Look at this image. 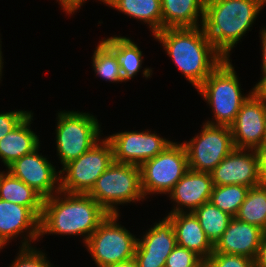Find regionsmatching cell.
Here are the masks:
<instances>
[{
    "mask_svg": "<svg viewBox=\"0 0 266 267\" xmlns=\"http://www.w3.org/2000/svg\"><path fill=\"white\" fill-rule=\"evenodd\" d=\"M263 143H266V124H265V137H264V142Z\"/></svg>",
    "mask_w": 266,
    "mask_h": 267,
    "instance_id": "60d3db41",
    "label": "cell"
},
{
    "mask_svg": "<svg viewBox=\"0 0 266 267\" xmlns=\"http://www.w3.org/2000/svg\"><path fill=\"white\" fill-rule=\"evenodd\" d=\"M88 194L108 214H120L117 208L119 204L140 202L145 198L141 187L140 166L113 161Z\"/></svg>",
    "mask_w": 266,
    "mask_h": 267,
    "instance_id": "5b68a950",
    "label": "cell"
},
{
    "mask_svg": "<svg viewBox=\"0 0 266 267\" xmlns=\"http://www.w3.org/2000/svg\"><path fill=\"white\" fill-rule=\"evenodd\" d=\"M19 235H26L21 247L32 246L40 238V218L29 207L0 199V240L7 245Z\"/></svg>",
    "mask_w": 266,
    "mask_h": 267,
    "instance_id": "2e32d148",
    "label": "cell"
},
{
    "mask_svg": "<svg viewBox=\"0 0 266 267\" xmlns=\"http://www.w3.org/2000/svg\"><path fill=\"white\" fill-rule=\"evenodd\" d=\"M0 199L29 207L41 218L44 198L26 183L14 177L7 169L0 179Z\"/></svg>",
    "mask_w": 266,
    "mask_h": 267,
    "instance_id": "603a6c76",
    "label": "cell"
},
{
    "mask_svg": "<svg viewBox=\"0 0 266 267\" xmlns=\"http://www.w3.org/2000/svg\"><path fill=\"white\" fill-rule=\"evenodd\" d=\"M204 267H255V262L253 259L243 255L213 251L205 261Z\"/></svg>",
    "mask_w": 266,
    "mask_h": 267,
    "instance_id": "4dcf8cb0",
    "label": "cell"
},
{
    "mask_svg": "<svg viewBox=\"0 0 266 267\" xmlns=\"http://www.w3.org/2000/svg\"><path fill=\"white\" fill-rule=\"evenodd\" d=\"M33 113L30 112L10 133L0 140V159L6 168L15 160L32 153L40 146L39 137L30 129Z\"/></svg>",
    "mask_w": 266,
    "mask_h": 267,
    "instance_id": "ffe728a7",
    "label": "cell"
},
{
    "mask_svg": "<svg viewBox=\"0 0 266 267\" xmlns=\"http://www.w3.org/2000/svg\"><path fill=\"white\" fill-rule=\"evenodd\" d=\"M116 56L124 81L132 79L142 68L143 55L137 44L124 36L101 40Z\"/></svg>",
    "mask_w": 266,
    "mask_h": 267,
    "instance_id": "cb8c5ba5",
    "label": "cell"
},
{
    "mask_svg": "<svg viewBox=\"0 0 266 267\" xmlns=\"http://www.w3.org/2000/svg\"><path fill=\"white\" fill-rule=\"evenodd\" d=\"M166 217L173 224L177 245L195 252L206 261L214 251V245L207 238L194 213H174Z\"/></svg>",
    "mask_w": 266,
    "mask_h": 267,
    "instance_id": "d6986e66",
    "label": "cell"
},
{
    "mask_svg": "<svg viewBox=\"0 0 266 267\" xmlns=\"http://www.w3.org/2000/svg\"><path fill=\"white\" fill-rule=\"evenodd\" d=\"M5 247L4 243L0 240V250H2Z\"/></svg>",
    "mask_w": 266,
    "mask_h": 267,
    "instance_id": "ab89813d",
    "label": "cell"
},
{
    "mask_svg": "<svg viewBox=\"0 0 266 267\" xmlns=\"http://www.w3.org/2000/svg\"><path fill=\"white\" fill-rule=\"evenodd\" d=\"M266 96L256 89L229 126L235 148L256 150L264 142Z\"/></svg>",
    "mask_w": 266,
    "mask_h": 267,
    "instance_id": "8fae6325",
    "label": "cell"
},
{
    "mask_svg": "<svg viewBox=\"0 0 266 267\" xmlns=\"http://www.w3.org/2000/svg\"><path fill=\"white\" fill-rule=\"evenodd\" d=\"M205 261L195 252L176 245L166 259L165 267H204Z\"/></svg>",
    "mask_w": 266,
    "mask_h": 267,
    "instance_id": "f546056e",
    "label": "cell"
},
{
    "mask_svg": "<svg viewBox=\"0 0 266 267\" xmlns=\"http://www.w3.org/2000/svg\"><path fill=\"white\" fill-rule=\"evenodd\" d=\"M113 150V159L118 163L141 166L148 159L160 154L172 141L155 132L124 131L106 136Z\"/></svg>",
    "mask_w": 266,
    "mask_h": 267,
    "instance_id": "7c38bea8",
    "label": "cell"
},
{
    "mask_svg": "<svg viewBox=\"0 0 266 267\" xmlns=\"http://www.w3.org/2000/svg\"><path fill=\"white\" fill-rule=\"evenodd\" d=\"M196 89L224 60L203 27L165 28L154 35Z\"/></svg>",
    "mask_w": 266,
    "mask_h": 267,
    "instance_id": "6da1fadb",
    "label": "cell"
},
{
    "mask_svg": "<svg viewBox=\"0 0 266 267\" xmlns=\"http://www.w3.org/2000/svg\"><path fill=\"white\" fill-rule=\"evenodd\" d=\"M189 169L187 153L182 143H170L160 154L140 166L144 196L167 195Z\"/></svg>",
    "mask_w": 266,
    "mask_h": 267,
    "instance_id": "9c48e42d",
    "label": "cell"
},
{
    "mask_svg": "<svg viewBox=\"0 0 266 267\" xmlns=\"http://www.w3.org/2000/svg\"><path fill=\"white\" fill-rule=\"evenodd\" d=\"M265 4L266 0H205L202 27L224 58L229 59Z\"/></svg>",
    "mask_w": 266,
    "mask_h": 267,
    "instance_id": "3957f363",
    "label": "cell"
},
{
    "mask_svg": "<svg viewBox=\"0 0 266 267\" xmlns=\"http://www.w3.org/2000/svg\"><path fill=\"white\" fill-rule=\"evenodd\" d=\"M92 59L93 70L97 76L113 83L124 82L115 54L102 41L96 47Z\"/></svg>",
    "mask_w": 266,
    "mask_h": 267,
    "instance_id": "83f0119b",
    "label": "cell"
},
{
    "mask_svg": "<svg viewBox=\"0 0 266 267\" xmlns=\"http://www.w3.org/2000/svg\"><path fill=\"white\" fill-rule=\"evenodd\" d=\"M31 111L14 110L0 113V140L10 133Z\"/></svg>",
    "mask_w": 266,
    "mask_h": 267,
    "instance_id": "1f68e13d",
    "label": "cell"
},
{
    "mask_svg": "<svg viewBox=\"0 0 266 267\" xmlns=\"http://www.w3.org/2000/svg\"><path fill=\"white\" fill-rule=\"evenodd\" d=\"M210 242L215 245L233 218L213 205L210 201L202 204L194 212Z\"/></svg>",
    "mask_w": 266,
    "mask_h": 267,
    "instance_id": "484cf974",
    "label": "cell"
},
{
    "mask_svg": "<svg viewBox=\"0 0 266 267\" xmlns=\"http://www.w3.org/2000/svg\"><path fill=\"white\" fill-rule=\"evenodd\" d=\"M119 216V214H109L85 244L97 267L134 258L138 238L117 223Z\"/></svg>",
    "mask_w": 266,
    "mask_h": 267,
    "instance_id": "52a82bcc",
    "label": "cell"
},
{
    "mask_svg": "<svg viewBox=\"0 0 266 267\" xmlns=\"http://www.w3.org/2000/svg\"><path fill=\"white\" fill-rule=\"evenodd\" d=\"M260 39H261V51H262V78L259 82L256 83L255 87L257 88L265 79H266V28L260 30Z\"/></svg>",
    "mask_w": 266,
    "mask_h": 267,
    "instance_id": "836d02e7",
    "label": "cell"
},
{
    "mask_svg": "<svg viewBox=\"0 0 266 267\" xmlns=\"http://www.w3.org/2000/svg\"><path fill=\"white\" fill-rule=\"evenodd\" d=\"M39 149L40 146L15 160L7 167V171L46 199L60 191V172L42 153L39 154Z\"/></svg>",
    "mask_w": 266,
    "mask_h": 267,
    "instance_id": "4fadbf2b",
    "label": "cell"
},
{
    "mask_svg": "<svg viewBox=\"0 0 266 267\" xmlns=\"http://www.w3.org/2000/svg\"><path fill=\"white\" fill-rule=\"evenodd\" d=\"M236 219L260 227L266 232V186L250 187Z\"/></svg>",
    "mask_w": 266,
    "mask_h": 267,
    "instance_id": "d4e9b609",
    "label": "cell"
},
{
    "mask_svg": "<svg viewBox=\"0 0 266 267\" xmlns=\"http://www.w3.org/2000/svg\"><path fill=\"white\" fill-rule=\"evenodd\" d=\"M57 114L56 150L63 167L101 140V125L90 113L64 110Z\"/></svg>",
    "mask_w": 266,
    "mask_h": 267,
    "instance_id": "8992f818",
    "label": "cell"
},
{
    "mask_svg": "<svg viewBox=\"0 0 266 267\" xmlns=\"http://www.w3.org/2000/svg\"><path fill=\"white\" fill-rule=\"evenodd\" d=\"M254 262L255 267H266V232L262 237L258 253Z\"/></svg>",
    "mask_w": 266,
    "mask_h": 267,
    "instance_id": "d590c367",
    "label": "cell"
},
{
    "mask_svg": "<svg viewBox=\"0 0 266 267\" xmlns=\"http://www.w3.org/2000/svg\"><path fill=\"white\" fill-rule=\"evenodd\" d=\"M105 267H138V264L135 261V259L133 258V259H130V260H127L124 262H119L116 264H110V265H107Z\"/></svg>",
    "mask_w": 266,
    "mask_h": 267,
    "instance_id": "8d00e7d4",
    "label": "cell"
},
{
    "mask_svg": "<svg viewBox=\"0 0 266 267\" xmlns=\"http://www.w3.org/2000/svg\"><path fill=\"white\" fill-rule=\"evenodd\" d=\"M257 89L266 96V79L257 87Z\"/></svg>",
    "mask_w": 266,
    "mask_h": 267,
    "instance_id": "74e56055",
    "label": "cell"
},
{
    "mask_svg": "<svg viewBox=\"0 0 266 267\" xmlns=\"http://www.w3.org/2000/svg\"><path fill=\"white\" fill-rule=\"evenodd\" d=\"M265 231L260 227L231 219L221 238L214 245V251L243 255L255 260Z\"/></svg>",
    "mask_w": 266,
    "mask_h": 267,
    "instance_id": "ac0fdd59",
    "label": "cell"
},
{
    "mask_svg": "<svg viewBox=\"0 0 266 267\" xmlns=\"http://www.w3.org/2000/svg\"><path fill=\"white\" fill-rule=\"evenodd\" d=\"M113 161L112 146L105 137L59 170L60 191L88 194Z\"/></svg>",
    "mask_w": 266,
    "mask_h": 267,
    "instance_id": "ba28073f",
    "label": "cell"
},
{
    "mask_svg": "<svg viewBox=\"0 0 266 267\" xmlns=\"http://www.w3.org/2000/svg\"><path fill=\"white\" fill-rule=\"evenodd\" d=\"M1 39H0V43H1ZM2 51H1V44H0V80H1V77H2V69H3V59H2Z\"/></svg>",
    "mask_w": 266,
    "mask_h": 267,
    "instance_id": "f35d334b",
    "label": "cell"
},
{
    "mask_svg": "<svg viewBox=\"0 0 266 267\" xmlns=\"http://www.w3.org/2000/svg\"><path fill=\"white\" fill-rule=\"evenodd\" d=\"M213 186L210 173L188 169L168 193L169 200L176 203L168 214L194 212L202 204L210 201Z\"/></svg>",
    "mask_w": 266,
    "mask_h": 267,
    "instance_id": "e0dca14e",
    "label": "cell"
},
{
    "mask_svg": "<svg viewBox=\"0 0 266 267\" xmlns=\"http://www.w3.org/2000/svg\"><path fill=\"white\" fill-rule=\"evenodd\" d=\"M108 215L89 194L59 191L44 199L40 238L47 233L81 235L86 244L90 235Z\"/></svg>",
    "mask_w": 266,
    "mask_h": 267,
    "instance_id": "7a4b0ae2",
    "label": "cell"
},
{
    "mask_svg": "<svg viewBox=\"0 0 266 267\" xmlns=\"http://www.w3.org/2000/svg\"><path fill=\"white\" fill-rule=\"evenodd\" d=\"M260 172V182L266 186V143L260 145L256 150Z\"/></svg>",
    "mask_w": 266,
    "mask_h": 267,
    "instance_id": "d6a6232c",
    "label": "cell"
},
{
    "mask_svg": "<svg viewBox=\"0 0 266 267\" xmlns=\"http://www.w3.org/2000/svg\"><path fill=\"white\" fill-rule=\"evenodd\" d=\"M140 239L134 255L138 267H165L167 257L177 245L172 222L163 218Z\"/></svg>",
    "mask_w": 266,
    "mask_h": 267,
    "instance_id": "9a60e30c",
    "label": "cell"
},
{
    "mask_svg": "<svg viewBox=\"0 0 266 267\" xmlns=\"http://www.w3.org/2000/svg\"><path fill=\"white\" fill-rule=\"evenodd\" d=\"M59 5L62 6L63 11L67 14H72L86 2V0H57ZM103 2V0H100Z\"/></svg>",
    "mask_w": 266,
    "mask_h": 267,
    "instance_id": "e575fe53",
    "label": "cell"
},
{
    "mask_svg": "<svg viewBox=\"0 0 266 267\" xmlns=\"http://www.w3.org/2000/svg\"><path fill=\"white\" fill-rule=\"evenodd\" d=\"M4 172H5L4 170L2 172L0 171V179H1Z\"/></svg>",
    "mask_w": 266,
    "mask_h": 267,
    "instance_id": "b9f144b4",
    "label": "cell"
},
{
    "mask_svg": "<svg viewBox=\"0 0 266 267\" xmlns=\"http://www.w3.org/2000/svg\"><path fill=\"white\" fill-rule=\"evenodd\" d=\"M182 144L189 169L205 173H210L235 148L229 126L206 123L199 134Z\"/></svg>",
    "mask_w": 266,
    "mask_h": 267,
    "instance_id": "30bf717a",
    "label": "cell"
},
{
    "mask_svg": "<svg viewBox=\"0 0 266 267\" xmlns=\"http://www.w3.org/2000/svg\"><path fill=\"white\" fill-rule=\"evenodd\" d=\"M214 186L261 184L258 157L255 150L234 148L211 172Z\"/></svg>",
    "mask_w": 266,
    "mask_h": 267,
    "instance_id": "5bb4252c",
    "label": "cell"
},
{
    "mask_svg": "<svg viewBox=\"0 0 266 267\" xmlns=\"http://www.w3.org/2000/svg\"><path fill=\"white\" fill-rule=\"evenodd\" d=\"M103 3L148 24L153 36L162 30L161 0H103Z\"/></svg>",
    "mask_w": 266,
    "mask_h": 267,
    "instance_id": "7402d4cb",
    "label": "cell"
},
{
    "mask_svg": "<svg viewBox=\"0 0 266 267\" xmlns=\"http://www.w3.org/2000/svg\"><path fill=\"white\" fill-rule=\"evenodd\" d=\"M230 59L224 60L212 71L196 89L203 100L210 105L214 120L206 121L209 125L230 126L243 103L257 89L255 86L244 96L238 76ZM216 121V122H215Z\"/></svg>",
    "mask_w": 266,
    "mask_h": 267,
    "instance_id": "277c9868",
    "label": "cell"
},
{
    "mask_svg": "<svg viewBox=\"0 0 266 267\" xmlns=\"http://www.w3.org/2000/svg\"><path fill=\"white\" fill-rule=\"evenodd\" d=\"M18 256L9 267H53L41 250L36 247H19Z\"/></svg>",
    "mask_w": 266,
    "mask_h": 267,
    "instance_id": "f1b7e54d",
    "label": "cell"
},
{
    "mask_svg": "<svg viewBox=\"0 0 266 267\" xmlns=\"http://www.w3.org/2000/svg\"><path fill=\"white\" fill-rule=\"evenodd\" d=\"M244 185L213 186L210 202L223 212L234 217L248 193Z\"/></svg>",
    "mask_w": 266,
    "mask_h": 267,
    "instance_id": "4316f807",
    "label": "cell"
},
{
    "mask_svg": "<svg viewBox=\"0 0 266 267\" xmlns=\"http://www.w3.org/2000/svg\"><path fill=\"white\" fill-rule=\"evenodd\" d=\"M161 9L162 29L203 25L205 0H161Z\"/></svg>",
    "mask_w": 266,
    "mask_h": 267,
    "instance_id": "44dd1931",
    "label": "cell"
}]
</instances>
